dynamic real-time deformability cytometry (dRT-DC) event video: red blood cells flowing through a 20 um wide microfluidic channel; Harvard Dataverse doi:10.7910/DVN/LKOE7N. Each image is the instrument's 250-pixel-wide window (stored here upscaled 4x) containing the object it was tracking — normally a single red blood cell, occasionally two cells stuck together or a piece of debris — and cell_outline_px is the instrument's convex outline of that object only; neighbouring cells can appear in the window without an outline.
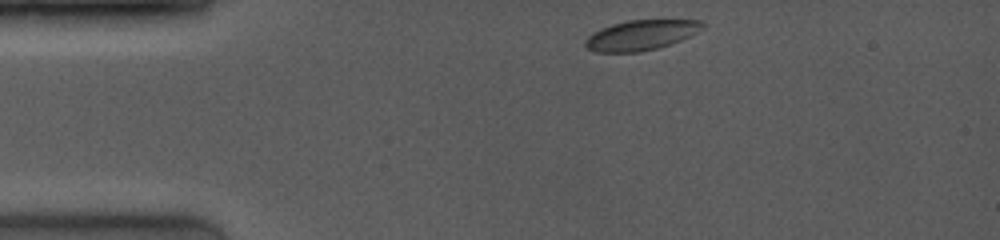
{"species": "common noctule bat (a hibernating species)", "species_latin": "Nyctalus noctula", "temperature_condition": "room temperature", "stored_images_in_passage": 54, "camera_frame_rate_fps": 4000, "um_per_image_px": 0.085, "animal": {"sex": "female", "body_mass_g": 19.0, "forearm_length_mm": 53.3}, "frame": {"image": 1, "passage_image": 1, "time_ms": 0.0, "image_size_px": [1000, 240], "cell_outline_px": [[708, 24], [704, 28], [680, 40], [656, 48], [640, 52], [596, 52], [588, 48], [584, 44], [584, 40], [592, 32], [600, 28], [612, 24], [628, 20], [704, 20]], "centroid_in_image_um": [54.48, 2.97], "position_along_channel_um": 30.5, "area_um2": 20.58}}
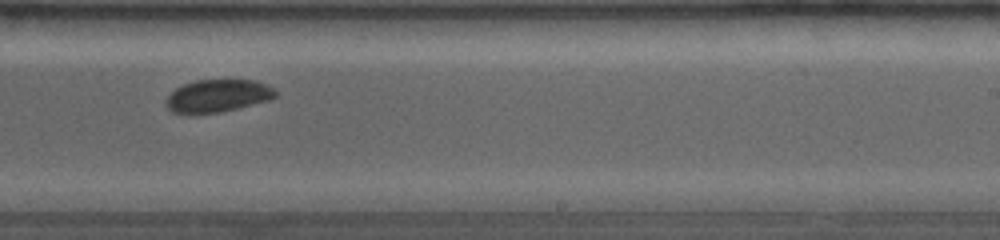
{"frame": {"image": 2, "passage_image": 39, "time_ms": 7.25, "image_size_px": [1000, 240], "cell_outline_px": [[276, 96], [268, 100], [220, 112], [172, 112], [164, 104], [164, 100], [176, 88], [184, 84], [196, 80], [256, 80], [268, 84], [276, 92]], "centroid_in_image_um": [18.5, 8.12], "position_along_channel_um": 270.5, "area_um2": 20.4}}
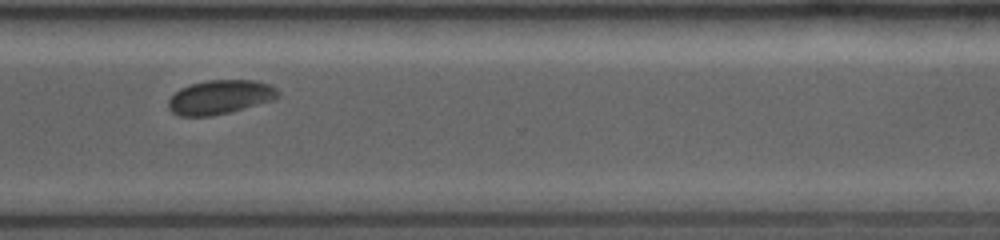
{"frame": {"image": 3, "passage_image": 53, "time_ms": 9.25, "image_size_px": [1000, 240], "cell_outline_px": [[280, 96], [276, 100], [212, 116], [180, 116], [172, 112], [168, 108], [168, 100], [180, 88], [188, 84], [204, 80], [252, 80], [268, 84], [276, 88], [280, 92]], "centroid_in_image_um": [18.71, 8.25], "position_along_channel_um": 351.9, "area_um2": 21.96}}